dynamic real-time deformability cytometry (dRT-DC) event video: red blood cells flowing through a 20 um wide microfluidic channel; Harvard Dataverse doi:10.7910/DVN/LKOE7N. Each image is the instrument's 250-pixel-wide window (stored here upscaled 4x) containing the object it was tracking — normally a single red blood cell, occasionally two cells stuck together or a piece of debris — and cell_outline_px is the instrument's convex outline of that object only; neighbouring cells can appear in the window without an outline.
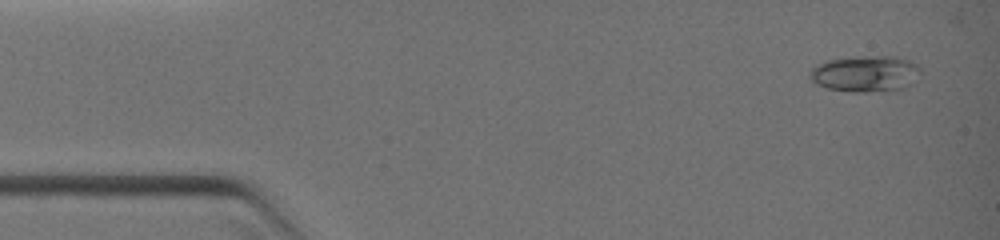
{"species": "common noctule bat (a hibernating species)", "species_latin": "Nyctalus noctula", "temperature_condition": "warm", "stored_images_in_passage": 5, "camera_frame_rate_fps": 3000, "um_per_image_px": 0.085, "animal": {"sex": "female", "body_mass_g": 19.0, "forearm_length_mm": 51.5}, "frame": {"image": 1, "passage_image": 1, "time_ms": 0.0, "image_size_px": [1000, 240], "cell_outline_px": [[916, 68], [912, 84], [904, 88], [884, 92], [848, 92], [828, 88], [816, 84], [808, 76], [812, 68], [824, 60], [856, 56], [896, 56], [908, 60], [916, 64]], "centroid_in_image_um": [73.48, 6.27], "position_along_channel_um": 11.5, "area_um2": 23.35}}
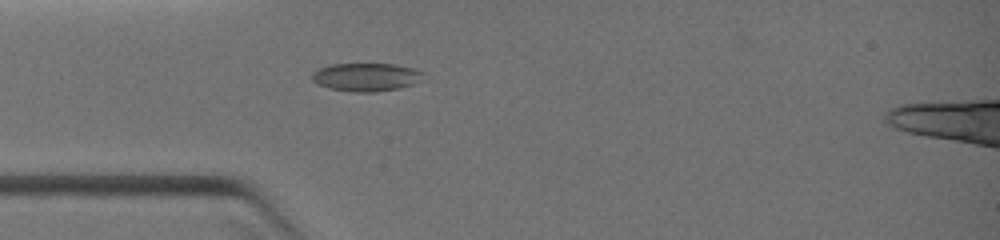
{"frame": {"image": 2, "passage_image": 5, "time_ms": 2.667, "image_size_px": [1000, 240], "cell_outline_px": [[424, 72], [420, 80], [412, 84], [396, 88], [376, 92], [352, 92], [328, 88], [316, 84], [312, 80], [312, 72], [320, 68], [332, 64], [396, 64], [412, 68]], "centroid_in_image_um": [31.08, 6.55], "position_along_channel_um": 53.9, "area_um2": 18.21}}